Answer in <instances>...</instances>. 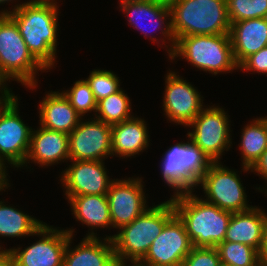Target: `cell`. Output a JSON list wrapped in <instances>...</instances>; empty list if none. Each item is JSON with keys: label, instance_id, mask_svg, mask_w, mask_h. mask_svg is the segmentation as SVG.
<instances>
[{"label": "cell", "instance_id": "1", "mask_svg": "<svg viewBox=\"0 0 267 266\" xmlns=\"http://www.w3.org/2000/svg\"><path fill=\"white\" fill-rule=\"evenodd\" d=\"M58 8L56 1L31 0L7 10L28 50L46 70L52 69L56 61Z\"/></svg>", "mask_w": 267, "mask_h": 266}, {"label": "cell", "instance_id": "2", "mask_svg": "<svg viewBox=\"0 0 267 266\" xmlns=\"http://www.w3.org/2000/svg\"><path fill=\"white\" fill-rule=\"evenodd\" d=\"M175 214L183 222L193 247H216L224 241L231 212L193 195H173Z\"/></svg>", "mask_w": 267, "mask_h": 266}, {"label": "cell", "instance_id": "3", "mask_svg": "<svg viewBox=\"0 0 267 266\" xmlns=\"http://www.w3.org/2000/svg\"><path fill=\"white\" fill-rule=\"evenodd\" d=\"M175 215L172 200L147 208L130 224L124 225L111 239L117 262L138 264L147 254L153 240L161 233L166 223Z\"/></svg>", "mask_w": 267, "mask_h": 266}, {"label": "cell", "instance_id": "4", "mask_svg": "<svg viewBox=\"0 0 267 266\" xmlns=\"http://www.w3.org/2000/svg\"><path fill=\"white\" fill-rule=\"evenodd\" d=\"M177 41L193 35L230 33L226 0H168Z\"/></svg>", "mask_w": 267, "mask_h": 266}, {"label": "cell", "instance_id": "5", "mask_svg": "<svg viewBox=\"0 0 267 266\" xmlns=\"http://www.w3.org/2000/svg\"><path fill=\"white\" fill-rule=\"evenodd\" d=\"M177 57L214 75L239 69L233 57L229 33L180 37L169 58L174 60Z\"/></svg>", "mask_w": 267, "mask_h": 266}, {"label": "cell", "instance_id": "6", "mask_svg": "<svg viewBox=\"0 0 267 266\" xmlns=\"http://www.w3.org/2000/svg\"><path fill=\"white\" fill-rule=\"evenodd\" d=\"M46 70L30 53L16 23L6 14L0 20V81L21 82L27 88H36L37 71Z\"/></svg>", "mask_w": 267, "mask_h": 266}, {"label": "cell", "instance_id": "7", "mask_svg": "<svg viewBox=\"0 0 267 266\" xmlns=\"http://www.w3.org/2000/svg\"><path fill=\"white\" fill-rule=\"evenodd\" d=\"M213 162L190 139L171 146L161 161L162 177L178 195L192 192Z\"/></svg>", "mask_w": 267, "mask_h": 266}, {"label": "cell", "instance_id": "8", "mask_svg": "<svg viewBox=\"0 0 267 266\" xmlns=\"http://www.w3.org/2000/svg\"><path fill=\"white\" fill-rule=\"evenodd\" d=\"M18 105L12 91L0 99V163L17 168L24 166L32 132L19 116Z\"/></svg>", "mask_w": 267, "mask_h": 266}, {"label": "cell", "instance_id": "9", "mask_svg": "<svg viewBox=\"0 0 267 266\" xmlns=\"http://www.w3.org/2000/svg\"><path fill=\"white\" fill-rule=\"evenodd\" d=\"M234 170L223 167L219 162H213L197 186L201 184L207 197L204 201L216 205L222 210L237 213L251 209L247 195Z\"/></svg>", "mask_w": 267, "mask_h": 266}, {"label": "cell", "instance_id": "10", "mask_svg": "<svg viewBox=\"0 0 267 266\" xmlns=\"http://www.w3.org/2000/svg\"><path fill=\"white\" fill-rule=\"evenodd\" d=\"M228 117L224 109L209 106L202 108L188 125L192 127V132L189 131L187 134L188 139H191L212 162H220L222 152L228 151L231 147Z\"/></svg>", "mask_w": 267, "mask_h": 266}, {"label": "cell", "instance_id": "11", "mask_svg": "<svg viewBox=\"0 0 267 266\" xmlns=\"http://www.w3.org/2000/svg\"><path fill=\"white\" fill-rule=\"evenodd\" d=\"M74 229H57L46 223L36 232L41 239L22 249H8L12 266H63L64 251Z\"/></svg>", "mask_w": 267, "mask_h": 266}, {"label": "cell", "instance_id": "12", "mask_svg": "<svg viewBox=\"0 0 267 266\" xmlns=\"http://www.w3.org/2000/svg\"><path fill=\"white\" fill-rule=\"evenodd\" d=\"M192 243L183 222L175 214L153 240L139 266H181Z\"/></svg>", "mask_w": 267, "mask_h": 266}, {"label": "cell", "instance_id": "13", "mask_svg": "<svg viewBox=\"0 0 267 266\" xmlns=\"http://www.w3.org/2000/svg\"><path fill=\"white\" fill-rule=\"evenodd\" d=\"M68 134L69 159L104 161L112 156L111 125L96 118L82 121ZM109 155V156H108ZM104 159V160H103Z\"/></svg>", "mask_w": 267, "mask_h": 266}, {"label": "cell", "instance_id": "14", "mask_svg": "<svg viewBox=\"0 0 267 266\" xmlns=\"http://www.w3.org/2000/svg\"><path fill=\"white\" fill-rule=\"evenodd\" d=\"M141 178L114 179L107 192L112 227L130 224L148 207Z\"/></svg>", "mask_w": 267, "mask_h": 266}, {"label": "cell", "instance_id": "15", "mask_svg": "<svg viewBox=\"0 0 267 266\" xmlns=\"http://www.w3.org/2000/svg\"><path fill=\"white\" fill-rule=\"evenodd\" d=\"M163 110L168 120L187 127L201 112L203 100L200 93L175 72H168L165 78Z\"/></svg>", "mask_w": 267, "mask_h": 266}, {"label": "cell", "instance_id": "16", "mask_svg": "<svg viewBox=\"0 0 267 266\" xmlns=\"http://www.w3.org/2000/svg\"><path fill=\"white\" fill-rule=\"evenodd\" d=\"M61 177L67 197L79 195H107L111 183L103 161L72 160Z\"/></svg>", "mask_w": 267, "mask_h": 266}, {"label": "cell", "instance_id": "17", "mask_svg": "<svg viewBox=\"0 0 267 266\" xmlns=\"http://www.w3.org/2000/svg\"><path fill=\"white\" fill-rule=\"evenodd\" d=\"M120 4L122 11L126 13L128 17L127 21L130 23V25H133L134 28H139V30L141 29V31L144 32V37L147 36V32L148 34L151 33V30L149 31L147 29L145 33V28L140 26L141 22H149L147 24L151 26L154 25V30L157 28V26L158 29L161 28L162 36L170 40L171 45L167 49L170 57L174 50L176 40L172 31L171 11L168 1L121 0ZM166 19H168V21Z\"/></svg>", "mask_w": 267, "mask_h": 266}, {"label": "cell", "instance_id": "18", "mask_svg": "<svg viewBox=\"0 0 267 266\" xmlns=\"http://www.w3.org/2000/svg\"><path fill=\"white\" fill-rule=\"evenodd\" d=\"M71 235L63 256V266H116L118 264L113 244L106 236L97 238L94 231L90 232L71 250ZM103 241V242H102Z\"/></svg>", "mask_w": 267, "mask_h": 266}, {"label": "cell", "instance_id": "19", "mask_svg": "<svg viewBox=\"0 0 267 266\" xmlns=\"http://www.w3.org/2000/svg\"><path fill=\"white\" fill-rule=\"evenodd\" d=\"M30 160L40 164L41 167L70 160L68 134L43 126L38 130H32L30 148L24 166Z\"/></svg>", "mask_w": 267, "mask_h": 266}, {"label": "cell", "instance_id": "20", "mask_svg": "<svg viewBox=\"0 0 267 266\" xmlns=\"http://www.w3.org/2000/svg\"><path fill=\"white\" fill-rule=\"evenodd\" d=\"M233 57L239 66L251 54L267 46V18L246 19L231 23Z\"/></svg>", "mask_w": 267, "mask_h": 266}, {"label": "cell", "instance_id": "21", "mask_svg": "<svg viewBox=\"0 0 267 266\" xmlns=\"http://www.w3.org/2000/svg\"><path fill=\"white\" fill-rule=\"evenodd\" d=\"M38 106L40 126L50 130L69 134L82 118L62 92L47 93Z\"/></svg>", "mask_w": 267, "mask_h": 266}, {"label": "cell", "instance_id": "22", "mask_svg": "<svg viewBox=\"0 0 267 266\" xmlns=\"http://www.w3.org/2000/svg\"><path fill=\"white\" fill-rule=\"evenodd\" d=\"M264 211L254 206L247 211L232 213L224 241L243 243L259 251L267 224Z\"/></svg>", "mask_w": 267, "mask_h": 266}, {"label": "cell", "instance_id": "23", "mask_svg": "<svg viewBox=\"0 0 267 266\" xmlns=\"http://www.w3.org/2000/svg\"><path fill=\"white\" fill-rule=\"evenodd\" d=\"M112 155L127 158L147 149L150 141L146 123L141 118L131 117L111 125Z\"/></svg>", "mask_w": 267, "mask_h": 266}, {"label": "cell", "instance_id": "24", "mask_svg": "<svg viewBox=\"0 0 267 266\" xmlns=\"http://www.w3.org/2000/svg\"><path fill=\"white\" fill-rule=\"evenodd\" d=\"M66 198L70 201L74 217L82 224L92 229L112 226L107 195H79Z\"/></svg>", "mask_w": 267, "mask_h": 266}, {"label": "cell", "instance_id": "25", "mask_svg": "<svg viewBox=\"0 0 267 266\" xmlns=\"http://www.w3.org/2000/svg\"><path fill=\"white\" fill-rule=\"evenodd\" d=\"M241 135V157L244 172L249 171L267 149V117L253 119Z\"/></svg>", "mask_w": 267, "mask_h": 266}, {"label": "cell", "instance_id": "26", "mask_svg": "<svg viewBox=\"0 0 267 266\" xmlns=\"http://www.w3.org/2000/svg\"><path fill=\"white\" fill-rule=\"evenodd\" d=\"M45 222L17 210L12 206H6L0 201V236L22 237L36 235V232ZM1 246V245H0ZM0 249H3L0 247Z\"/></svg>", "mask_w": 267, "mask_h": 266}, {"label": "cell", "instance_id": "27", "mask_svg": "<svg viewBox=\"0 0 267 266\" xmlns=\"http://www.w3.org/2000/svg\"><path fill=\"white\" fill-rule=\"evenodd\" d=\"M130 104L129 97L120 89L97 102L95 118L109 125L123 122L133 117Z\"/></svg>", "mask_w": 267, "mask_h": 266}, {"label": "cell", "instance_id": "28", "mask_svg": "<svg viewBox=\"0 0 267 266\" xmlns=\"http://www.w3.org/2000/svg\"><path fill=\"white\" fill-rule=\"evenodd\" d=\"M216 248L222 264L228 266H259L258 251L249 245L223 241Z\"/></svg>", "mask_w": 267, "mask_h": 266}, {"label": "cell", "instance_id": "29", "mask_svg": "<svg viewBox=\"0 0 267 266\" xmlns=\"http://www.w3.org/2000/svg\"><path fill=\"white\" fill-rule=\"evenodd\" d=\"M230 23L267 18V0H226Z\"/></svg>", "mask_w": 267, "mask_h": 266}, {"label": "cell", "instance_id": "30", "mask_svg": "<svg viewBox=\"0 0 267 266\" xmlns=\"http://www.w3.org/2000/svg\"><path fill=\"white\" fill-rule=\"evenodd\" d=\"M61 92L81 117L88 112H96L97 101L86 80H78L70 90Z\"/></svg>", "mask_w": 267, "mask_h": 266}, {"label": "cell", "instance_id": "31", "mask_svg": "<svg viewBox=\"0 0 267 266\" xmlns=\"http://www.w3.org/2000/svg\"><path fill=\"white\" fill-rule=\"evenodd\" d=\"M116 74L107 70H93L87 79V83L90 85L95 100H99L119 91L120 81Z\"/></svg>", "mask_w": 267, "mask_h": 266}, {"label": "cell", "instance_id": "32", "mask_svg": "<svg viewBox=\"0 0 267 266\" xmlns=\"http://www.w3.org/2000/svg\"><path fill=\"white\" fill-rule=\"evenodd\" d=\"M220 264L216 247H192L181 266H219Z\"/></svg>", "mask_w": 267, "mask_h": 266}, {"label": "cell", "instance_id": "33", "mask_svg": "<svg viewBox=\"0 0 267 266\" xmlns=\"http://www.w3.org/2000/svg\"><path fill=\"white\" fill-rule=\"evenodd\" d=\"M238 68L242 71L267 74V46L247 57Z\"/></svg>", "mask_w": 267, "mask_h": 266}, {"label": "cell", "instance_id": "34", "mask_svg": "<svg viewBox=\"0 0 267 266\" xmlns=\"http://www.w3.org/2000/svg\"><path fill=\"white\" fill-rule=\"evenodd\" d=\"M250 170L251 172L255 171V173L261 175L262 178L267 180V149L263 152L260 158L255 162V164L250 168ZM266 192L265 194L267 195Z\"/></svg>", "mask_w": 267, "mask_h": 266}, {"label": "cell", "instance_id": "35", "mask_svg": "<svg viewBox=\"0 0 267 266\" xmlns=\"http://www.w3.org/2000/svg\"><path fill=\"white\" fill-rule=\"evenodd\" d=\"M259 266H267V224L263 232L261 247L258 251Z\"/></svg>", "mask_w": 267, "mask_h": 266}, {"label": "cell", "instance_id": "36", "mask_svg": "<svg viewBox=\"0 0 267 266\" xmlns=\"http://www.w3.org/2000/svg\"><path fill=\"white\" fill-rule=\"evenodd\" d=\"M0 266H12V258L8 249H0Z\"/></svg>", "mask_w": 267, "mask_h": 266}, {"label": "cell", "instance_id": "37", "mask_svg": "<svg viewBox=\"0 0 267 266\" xmlns=\"http://www.w3.org/2000/svg\"><path fill=\"white\" fill-rule=\"evenodd\" d=\"M6 166H3L0 163V191L4 190V188H8L7 185L8 183V179H7V173H6Z\"/></svg>", "mask_w": 267, "mask_h": 266}, {"label": "cell", "instance_id": "38", "mask_svg": "<svg viewBox=\"0 0 267 266\" xmlns=\"http://www.w3.org/2000/svg\"><path fill=\"white\" fill-rule=\"evenodd\" d=\"M0 87H1L0 92L1 94L3 93L2 95H0V99H2L10 92L11 89H8L6 86H4L1 81H0Z\"/></svg>", "mask_w": 267, "mask_h": 266}, {"label": "cell", "instance_id": "39", "mask_svg": "<svg viewBox=\"0 0 267 266\" xmlns=\"http://www.w3.org/2000/svg\"><path fill=\"white\" fill-rule=\"evenodd\" d=\"M7 14L6 10H2V12H0V20Z\"/></svg>", "mask_w": 267, "mask_h": 266}, {"label": "cell", "instance_id": "40", "mask_svg": "<svg viewBox=\"0 0 267 266\" xmlns=\"http://www.w3.org/2000/svg\"><path fill=\"white\" fill-rule=\"evenodd\" d=\"M116 266H127V262L125 264L118 263ZM128 266H139V265L138 264H132V265H128Z\"/></svg>", "mask_w": 267, "mask_h": 266}, {"label": "cell", "instance_id": "41", "mask_svg": "<svg viewBox=\"0 0 267 266\" xmlns=\"http://www.w3.org/2000/svg\"><path fill=\"white\" fill-rule=\"evenodd\" d=\"M130 1H168V0H130Z\"/></svg>", "mask_w": 267, "mask_h": 266}, {"label": "cell", "instance_id": "42", "mask_svg": "<svg viewBox=\"0 0 267 266\" xmlns=\"http://www.w3.org/2000/svg\"><path fill=\"white\" fill-rule=\"evenodd\" d=\"M9 1H12V0H0V4H4L5 2H9Z\"/></svg>", "mask_w": 267, "mask_h": 266}, {"label": "cell", "instance_id": "43", "mask_svg": "<svg viewBox=\"0 0 267 266\" xmlns=\"http://www.w3.org/2000/svg\"><path fill=\"white\" fill-rule=\"evenodd\" d=\"M32 1H53V2H55V0H32Z\"/></svg>", "mask_w": 267, "mask_h": 266}]
</instances>
